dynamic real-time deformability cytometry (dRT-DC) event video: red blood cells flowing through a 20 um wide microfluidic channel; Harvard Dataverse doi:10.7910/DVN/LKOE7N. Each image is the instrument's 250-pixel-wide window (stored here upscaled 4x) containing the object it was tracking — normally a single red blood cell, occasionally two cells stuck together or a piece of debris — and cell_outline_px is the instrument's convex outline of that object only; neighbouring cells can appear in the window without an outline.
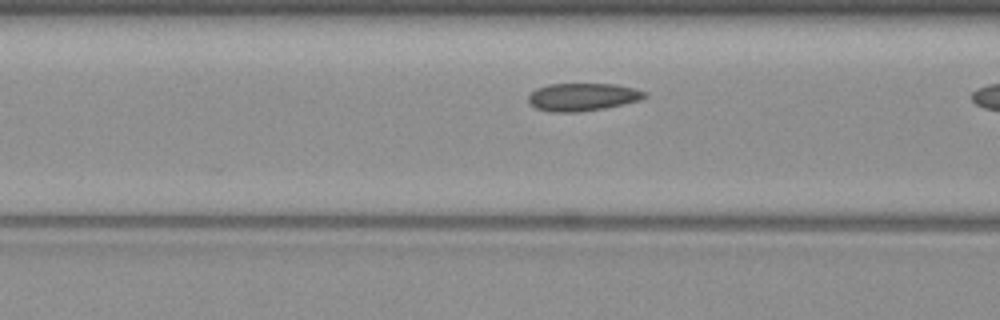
{"species": "common noctule bat (a hibernating species)", "species_latin": "Nyctalus noctula", "temperature_condition": "warm", "stored_images_in_passage": 9, "camera_frame_rate_fps": 3000, "um_per_image_px": 0.085, "animal": {"sex": "female", "body_mass_g": 19.3, "forearm_length_mm": 54.1}, "frame": {"image": 1, "passage_image": 8, "time_ms": 2.333, "image_size_px": [1000, 320], "cell_outline_px": [[648, 96], [640, 100], [604, 108], [576, 112], [552, 112], [536, 108], [528, 100], [528, 96], [536, 88], [548, 84], [616, 84], [636, 88], [648, 92]], "centroid_in_image_um": [49.56, 8.23], "position_along_channel_um": 117.0, "area_um2": 18.84}}